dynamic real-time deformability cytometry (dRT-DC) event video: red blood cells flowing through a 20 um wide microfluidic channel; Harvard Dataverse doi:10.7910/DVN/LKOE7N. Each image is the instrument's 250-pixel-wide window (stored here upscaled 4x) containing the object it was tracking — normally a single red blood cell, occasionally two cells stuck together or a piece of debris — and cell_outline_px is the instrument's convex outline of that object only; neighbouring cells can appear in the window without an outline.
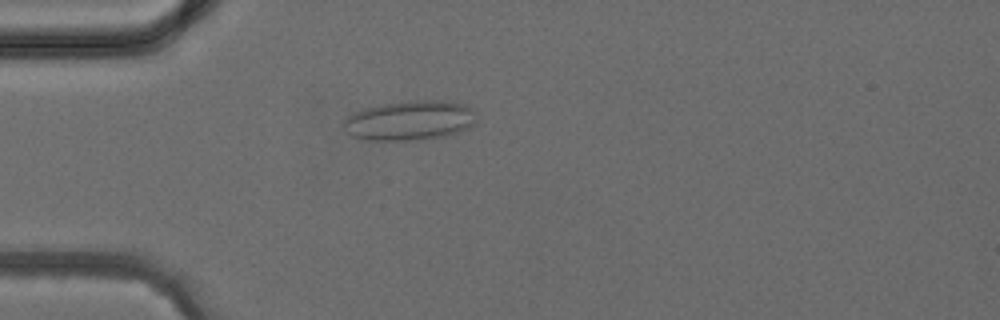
{"species": "common noctule bat (a hibernating species)", "species_latin": "Nyctalus noctula", "temperature_condition": "cold", "stored_images_in_passage": 3, "camera_frame_rate_fps": 3000, "um_per_image_px": 0.085, "animal": {"sex": "female", "body_mass_g": 24.6, "forearm_length_mm": 56.2}, "frame": {"image": 1, "passage_image": 3, "time_ms": 2.333, "image_size_px": [1000, 320], "cell_outline_px": [[476, 124], [460, 132], [448, 136], [424, 140], [364, 140], [352, 136], [344, 128], [344, 120], [352, 112], [364, 108], [384, 104], [412, 100], [440, 100], [464, 104], [472, 108], [476, 112]], "centroid_in_image_um": [34.88, 10.25], "position_along_channel_um": 50.1, "area_um2": 31.21}}